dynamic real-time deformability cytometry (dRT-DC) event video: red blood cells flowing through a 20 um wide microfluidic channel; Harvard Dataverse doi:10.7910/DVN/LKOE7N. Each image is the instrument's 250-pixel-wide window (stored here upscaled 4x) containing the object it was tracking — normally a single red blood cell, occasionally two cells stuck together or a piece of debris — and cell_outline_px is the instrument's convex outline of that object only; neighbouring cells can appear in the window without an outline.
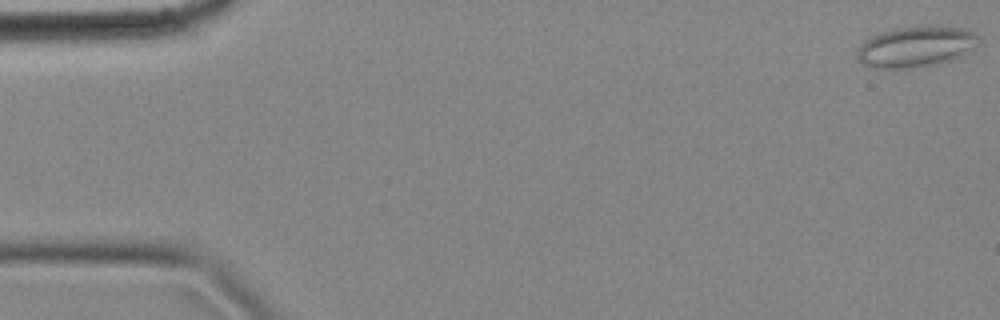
{"species": "common noctule bat (a hibernating species)", "species_latin": "Nyctalus noctula", "temperature_condition": "cold", "stored_images_in_passage": 8, "camera_frame_rate_fps": 3000, "um_per_image_px": 0.085, "animal": {"sex": "female", "body_mass_g": 18.4}, "frame": {"image": 1, "passage_image": 1, "time_ms": 0.0, "image_size_px": [1000, 320], "cell_outline_px": [[980, 36], [960, 56], [952, 60], [940, 64], [904, 68], [876, 68], [864, 64], [856, 56], [856, 52], [860, 44], [864, 40], [880, 32], [900, 28], [964, 28]], "centroid_in_image_um": [77.75, 4.0], "position_along_channel_um": 7.3, "area_um2": 27.74}}
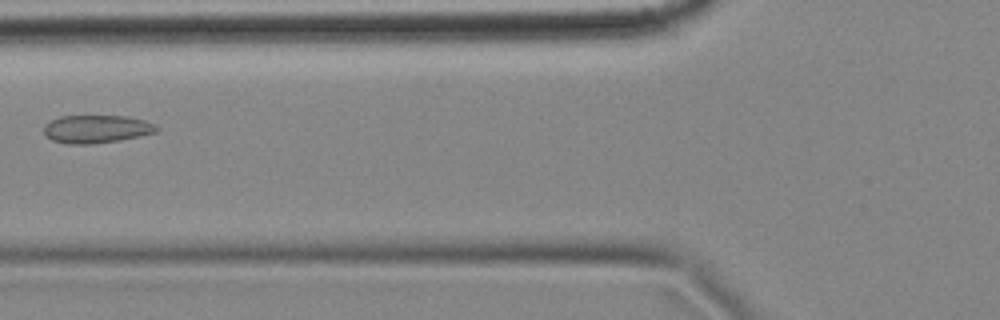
{"frame": {"image": 2, "passage_image": 6, "time_ms": 1.667, "image_size_px": [1000, 320], "cell_outline_px": [[160, 128], [156, 132], [140, 136], [120, 140], [92, 144], [68, 144], [52, 140], [44, 132], [44, 124], [48, 120], [60, 116], [128, 116], [144, 120]], "centroid_in_image_um": [8.18, 10.96], "position_along_channel_um": 117.6, "area_um2": 18.44}}
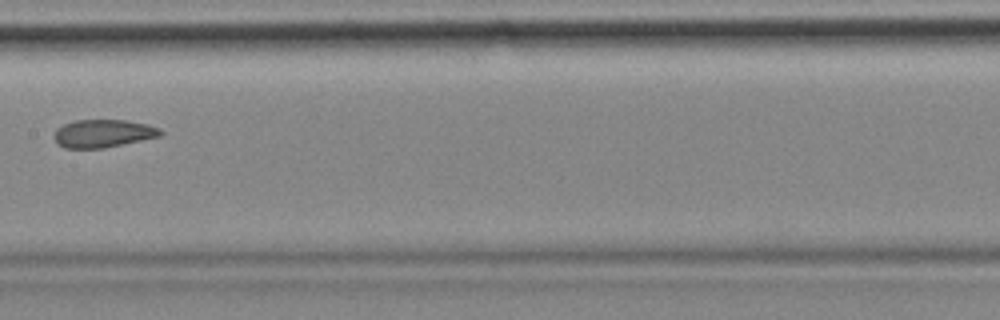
{"frame": {"image": 3, "passage_image": 8, "time_ms": 2.333, "image_size_px": [1000, 320], "cell_outline_px": [[164, 132], [160, 136], [104, 148], [64, 148], [56, 144], [52, 136], [56, 128], [64, 124], [76, 120], [128, 120], [148, 124], [160, 128]], "centroid_in_image_um": [8.74, 11.34], "position_along_channel_um": 198.7, "area_um2": 17.51}}